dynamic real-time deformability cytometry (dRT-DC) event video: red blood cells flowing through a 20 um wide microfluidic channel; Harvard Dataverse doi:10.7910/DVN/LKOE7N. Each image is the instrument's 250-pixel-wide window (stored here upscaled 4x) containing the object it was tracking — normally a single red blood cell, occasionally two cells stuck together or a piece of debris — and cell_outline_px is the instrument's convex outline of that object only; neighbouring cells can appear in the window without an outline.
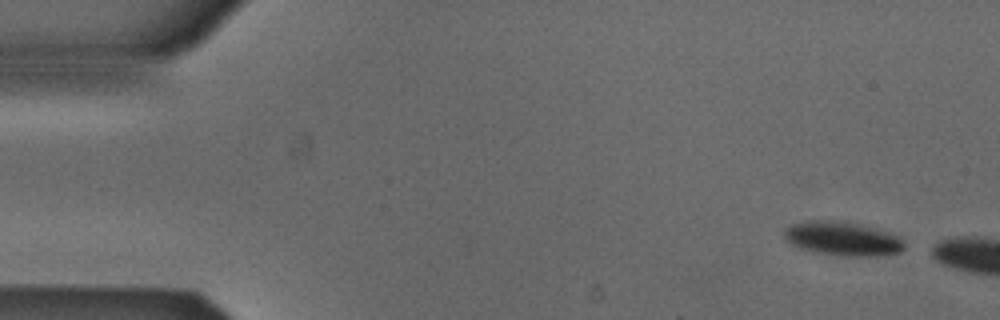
{"species": "Egyptian fruit bat (a non-hibernating species)", "species_latin": "Rousettus aegyptiacus", "temperature_condition": "cold", "stored_images_in_passage": 3, "camera_frame_rate_fps": 3000, "um_per_image_px": 0.085, "animal": {"sex": "male"}, "frame": {"image": 1, "passage_image": 3, "time_ms": 0.667, "image_size_px": [1000, 320], "cell_outline_px": [[904, 248], [900, 252], [884, 256], [840, 256], [812, 252], [788, 244], [784, 240], [784, 232], [792, 224], [812, 220], [840, 220], [888, 232], [900, 236], [904, 244]], "centroid_in_image_um": [71.6, 20.31], "position_along_channel_um": 13.4, "area_um2": 23.99}}